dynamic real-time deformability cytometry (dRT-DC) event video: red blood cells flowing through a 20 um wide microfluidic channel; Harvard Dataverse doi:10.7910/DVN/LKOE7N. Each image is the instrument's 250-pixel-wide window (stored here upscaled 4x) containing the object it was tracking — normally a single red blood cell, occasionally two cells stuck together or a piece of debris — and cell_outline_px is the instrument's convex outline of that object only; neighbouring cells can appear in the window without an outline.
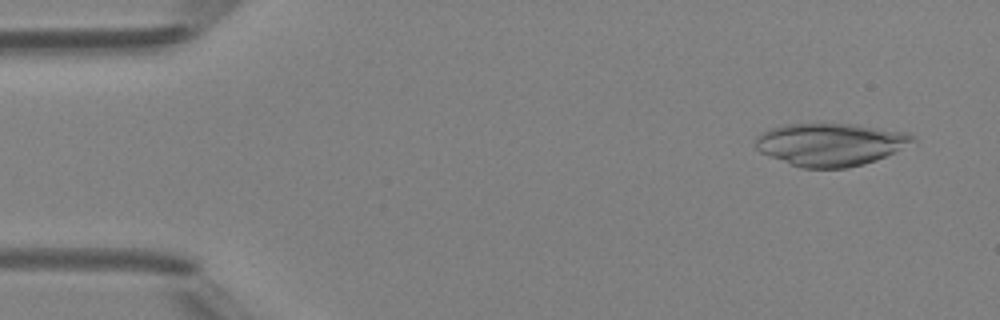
{"species": "Egyptian fruit bat (a non-hibernating species)", "species_latin": "Rousettus aegyptiacus", "temperature_condition": "room temperature", "stored_images_in_passage": 4, "camera_frame_rate_fps": 3000, "um_per_image_px": 0.085, "animal": {"sex": "female"}, "frame": {"image": 1, "passage_image": 1, "time_ms": 0.0, "image_size_px": [1000, 320], "cell_outline_px": [[916, 140], [876, 160], [864, 164], [848, 168], [800, 168], [760, 152], [756, 148], [756, 136], [768, 128], [784, 124], [856, 124], [908, 132], [916, 136]], "centroid_in_image_um": [70.56, 12.26], "position_along_channel_um": 14.4, "area_um2": 39.07}}